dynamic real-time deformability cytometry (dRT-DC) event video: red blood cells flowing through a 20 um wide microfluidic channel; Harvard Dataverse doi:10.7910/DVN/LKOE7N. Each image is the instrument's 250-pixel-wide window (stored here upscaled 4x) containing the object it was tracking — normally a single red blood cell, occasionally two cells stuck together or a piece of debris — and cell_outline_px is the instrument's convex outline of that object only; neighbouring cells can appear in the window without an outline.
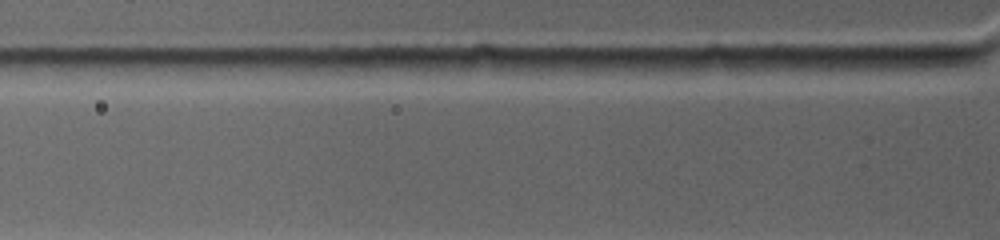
{"species": "common noctule bat (a hibernating species)", "species_latin": "Nyctalus noctula", "temperature_condition": "warm", "stored_images_in_passage": 2, "camera_frame_rate_fps": 4500, "um_per_image_px": 0.085, "animal": {"sex": "female", "body_mass_g": 19.0, "forearm_length_mm": 53.3}, "frame": {"image": 1, "passage_image": 2, "time_ms": 0.222, "image_size_px": [1000, 240], "cell_outline_px": [[972, 60], [968, 64], [936, 72], [840, 68], [856, 56], [956, 56]], "centroid_in_image_um": [77.08, 5.36], "position_along_channel_um": 48.7, "area_um2": 11.73}}